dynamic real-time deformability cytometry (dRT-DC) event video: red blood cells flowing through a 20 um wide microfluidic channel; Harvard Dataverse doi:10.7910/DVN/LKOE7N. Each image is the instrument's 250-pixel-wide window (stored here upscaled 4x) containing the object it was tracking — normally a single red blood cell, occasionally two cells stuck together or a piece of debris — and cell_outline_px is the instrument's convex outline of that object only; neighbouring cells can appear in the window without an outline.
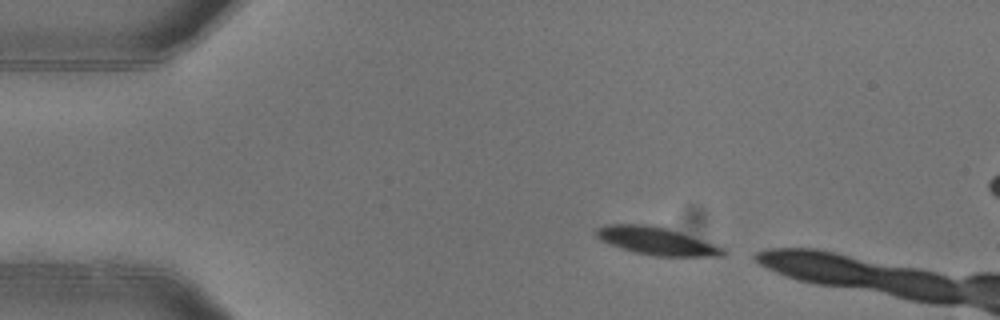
{"species": "common noctule bat (a hibernating species)", "species_latin": "Nyctalus noctula", "temperature_condition": "warm", "stored_images_in_passage": 3, "camera_frame_rate_fps": 3000, "um_per_image_px": 0.085, "animal": {"sex": "female"}, "frame": {"image": 1, "passage_image": 1, "time_ms": 0.0, "image_size_px": [1000, 320], "cell_outline_px": [[724, 256], [656, 256], [636, 252], [600, 240], [596, 236], [596, 228], [608, 224], [644, 224], [668, 228], [724, 248]], "centroid_in_image_um": [55.78, 20.47], "position_along_channel_um": 29.2, "area_um2": 20.0}}